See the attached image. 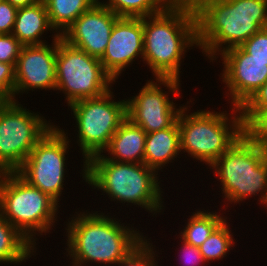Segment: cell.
I'll return each instance as SVG.
<instances>
[{
	"label": "cell",
	"instance_id": "21",
	"mask_svg": "<svg viewBox=\"0 0 267 266\" xmlns=\"http://www.w3.org/2000/svg\"><path fill=\"white\" fill-rule=\"evenodd\" d=\"M51 26L56 33L64 31L84 12L99 0H43ZM59 31V32H57ZM61 31V32H60Z\"/></svg>",
	"mask_w": 267,
	"mask_h": 266
},
{
	"label": "cell",
	"instance_id": "4",
	"mask_svg": "<svg viewBox=\"0 0 267 266\" xmlns=\"http://www.w3.org/2000/svg\"><path fill=\"white\" fill-rule=\"evenodd\" d=\"M83 172L85 181L111 200L134 203L154 214L162 210L157 171L145 163H120L98 154L84 164Z\"/></svg>",
	"mask_w": 267,
	"mask_h": 266
},
{
	"label": "cell",
	"instance_id": "32",
	"mask_svg": "<svg viewBox=\"0 0 267 266\" xmlns=\"http://www.w3.org/2000/svg\"><path fill=\"white\" fill-rule=\"evenodd\" d=\"M182 253L184 254L182 257L184 258L185 261L187 262V265L192 264L191 266L198 265V263H204L206 262L203 255L200 252L199 247L193 246L190 243L182 240ZM185 256V257H184ZM182 260V259H181Z\"/></svg>",
	"mask_w": 267,
	"mask_h": 266
},
{
	"label": "cell",
	"instance_id": "27",
	"mask_svg": "<svg viewBox=\"0 0 267 266\" xmlns=\"http://www.w3.org/2000/svg\"><path fill=\"white\" fill-rule=\"evenodd\" d=\"M241 47L252 55V58L267 63V27L255 33Z\"/></svg>",
	"mask_w": 267,
	"mask_h": 266
},
{
	"label": "cell",
	"instance_id": "3",
	"mask_svg": "<svg viewBox=\"0 0 267 266\" xmlns=\"http://www.w3.org/2000/svg\"><path fill=\"white\" fill-rule=\"evenodd\" d=\"M78 215L67 226V250L73 266L90 261L116 265L144 239L139 231L104 214Z\"/></svg>",
	"mask_w": 267,
	"mask_h": 266
},
{
	"label": "cell",
	"instance_id": "16",
	"mask_svg": "<svg viewBox=\"0 0 267 266\" xmlns=\"http://www.w3.org/2000/svg\"><path fill=\"white\" fill-rule=\"evenodd\" d=\"M143 18L119 17L103 56L99 59L104 70L115 79L139 55L143 58Z\"/></svg>",
	"mask_w": 267,
	"mask_h": 266
},
{
	"label": "cell",
	"instance_id": "15",
	"mask_svg": "<svg viewBox=\"0 0 267 266\" xmlns=\"http://www.w3.org/2000/svg\"><path fill=\"white\" fill-rule=\"evenodd\" d=\"M53 45L41 44L23 46L15 65V94L30 89H56L57 38L54 34Z\"/></svg>",
	"mask_w": 267,
	"mask_h": 266
},
{
	"label": "cell",
	"instance_id": "26",
	"mask_svg": "<svg viewBox=\"0 0 267 266\" xmlns=\"http://www.w3.org/2000/svg\"><path fill=\"white\" fill-rule=\"evenodd\" d=\"M151 245V246H150ZM152 243L145 238L133 248L119 263L120 266H157L155 263V252ZM152 247V248H151Z\"/></svg>",
	"mask_w": 267,
	"mask_h": 266
},
{
	"label": "cell",
	"instance_id": "13",
	"mask_svg": "<svg viewBox=\"0 0 267 266\" xmlns=\"http://www.w3.org/2000/svg\"><path fill=\"white\" fill-rule=\"evenodd\" d=\"M223 58V82L230 91L235 113L267 81V63L252 58L241 46L221 53ZM236 109V111H235Z\"/></svg>",
	"mask_w": 267,
	"mask_h": 266
},
{
	"label": "cell",
	"instance_id": "2",
	"mask_svg": "<svg viewBox=\"0 0 267 266\" xmlns=\"http://www.w3.org/2000/svg\"><path fill=\"white\" fill-rule=\"evenodd\" d=\"M143 61L156 78L179 79L185 49L197 46V19L191 0H176L161 13L143 17Z\"/></svg>",
	"mask_w": 267,
	"mask_h": 266
},
{
	"label": "cell",
	"instance_id": "25",
	"mask_svg": "<svg viewBox=\"0 0 267 266\" xmlns=\"http://www.w3.org/2000/svg\"><path fill=\"white\" fill-rule=\"evenodd\" d=\"M245 133L257 144L267 148V110L240 111Z\"/></svg>",
	"mask_w": 267,
	"mask_h": 266
},
{
	"label": "cell",
	"instance_id": "8",
	"mask_svg": "<svg viewBox=\"0 0 267 266\" xmlns=\"http://www.w3.org/2000/svg\"><path fill=\"white\" fill-rule=\"evenodd\" d=\"M113 81L99 58L68 44L61 36L57 38L55 90L67 95L68 105L105 94Z\"/></svg>",
	"mask_w": 267,
	"mask_h": 266
},
{
	"label": "cell",
	"instance_id": "5",
	"mask_svg": "<svg viewBox=\"0 0 267 266\" xmlns=\"http://www.w3.org/2000/svg\"><path fill=\"white\" fill-rule=\"evenodd\" d=\"M210 167L215 169L222 193L230 203L260 192V203L267 205V148L246 133Z\"/></svg>",
	"mask_w": 267,
	"mask_h": 266
},
{
	"label": "cell",
	"instance_id": "29",
	"mask_svg": "<svg viewBox=\"0 0 267 266\" xmlns=\"http://www.w3.org/2000/svg\"><path fill=\"white\" fill-rule=\"evenodd\" d=\"M15 66L0 62V95L14 101Z\"/></svg>",
	"mask_w": 267,
	"mask_h": 266
},
{
	"label": "cell",
	"instance_id": "12",
	"mask_svg": "<svg viewBox=\"0 0 267 266\" xmlns=\"http://www.w3.org/2000/svg\"><path fill=\"white\" fill-rule=\"evenodd\" d=\"M148 81L139 94L127 101V118L140 126L147 134L172 127L178 120L182 106L176 109L168 95L158 85L169 88V92L178 96L180 80L174 78H156ZM157 82H159L157 84Z\"/></svg>",
	"mask_w": 267,
	"mask_h": 266
},
{
	"label": "cell",
	"instance_id": "9",
	"mask_svg": "<svg viewBox=\"0 0 267 266\" xmlns=\"http://www.w3.org/2000/svg\"><path fill=\"white\" fill-rule=\"evenodd\" d=\"M109 90L96 98L81 99L69 106L78 127V144L86 163L103 153L110 139L127 118V101L115 102Z\"/></svg>",
	"mask_w": 267,
	"mask_h": 266
},
{
	"label": "cell",
	"instance_id": "19",
	"mask_svg": "<svg viewBox=\"0 0 267 266\" xmlns=\"http://www.w3.org/2000/svg\"><path fill=\"white\" fill-rule=\"evenodd\" d=\"M54 30L51 26L44 1L19 8L12 34L23 46L45 44L40 36L46 30Z\"/></svg>",
	"mask_w": 267,
	"mask_h": 266
},
{
	"label": "cell",
	"instance_id": "24",
	"mask_svg": "<svg viewBox=\"0 0 267 266\" xmlns=\"http://www.w3.org/2000/svg\"><path fill=\"white\" fill-rule=\"evenodd\" d=\"M226 219H224L210 234V236L199 246L205 261L226 257L231 246H234L231 230L229 231Z\"/></svg>",
	"mask_w": 267,
	"mask_h": 266
},
{
	"label": "cell",
	"instance_id": "18",
	"mask_svg": "<svg viewBox=\"0 0 267 266\" xmlns=\"http://www.w3.org/2000/svg\"><path fill=\"white\" fill-rule=\"evenodd\" d=\"M180 150V131L178 122L172 127L148 133L144 149V163L154 171L172 162Z\"/></svg>",
	"mask_w": 267,
	"mask_h": 266
},
{
	"label": "cell",
	"instance_id": "11",
	"mask_svg": "<svg viewBox=\"0 0 267 266\" xmlns=\"http://www.w3.org/2000/svg\"><path fill=\"white\" fill-rule=\"evenodd\" d=\"M55 125L34 146L16 171L25 181L48 194L57 203L63 190L65 154L69 141Z\"/></svg>",
	"mask_w": 267,
	"mask_h": 266
},
{
	"label": "cell",
	"instance_id": "17",
	"mask_svg": "<svg viewBox=\"0 0 267 266\" xmlns=\"http://www.w3.org/2000/svg\"><path fill=\"white\" fill-rule=\"evenodd\" d=\"M146 135L140 126L126 118L105 149L113 155L106 159L120 163H144Z\"/></svg>",
	"mask_w": 267,
	"mask_h": 266
},
{
	"label": "cell",
	"instance_id": "10",
	"mask_svg": "<svg viewBox=\"0 0 267 266\" xmlns=\"http://www.w3.org/2000/svg\"><path fill=\"white\" fill-rule=\"evenodd\" d=\"M16 101H8L0 111V173L16 172L54 126Z\"/></svg>",
	"mask_w": 267,
	"mask_h": 266
},
{
	"label": "cell",
	"instance_id": "31",
	"mask_svg": "<svg viewBox=\"0 0 267 266\" xmlns=\"http://www.w3.org/2000/svg\"><path fill=\"white\" fill-rule=\"evenodd\" d=\"M267 110V81L240 108V111Z\"/></svg>",
	"mask_w": 267,
	"mask_h": 266
},
{
	"label": "cell",
	"instance_id": "20",
	"mask_svg": "<svg viewBox=\"0 0 267 266\" xmlns=\"http://www.w3.org/2000/svg\"><path fill=\"white\" fill-rule=\"evenodd\" d=\"M35 245L0 214V263L26 261Z\"/></svg>",
	"mask_w": 267,
	"mask_h": 266
},
{
	"label": "cell",
	"instance_id": "30",
	"mask_svg": "<svg viewBox=\"0 0 267 266\" xmlns=\"http://www.w3.org/2000/svg\"><path fill=\"white\" fill-rule=\"evenodd\" d=\"M17 10L10 3L0 0V34H12Z\"/></svg>",
	"mask_w": 267,
	"mask_h": 266
},
{
	"label": "cell",
	"instance_id": "28",
	"mask_svg": "<svg viewBox=\"0 0 267 266\" xmlns=\"http://www.w3.org/2000/svg\"><path fill=\"white\" fill-rule=\"evenodd\" d=\"M22 47L13 34H0V62L15 66Z\"/></svg>",
	"mask_w": 267,
	"mask_h": 266
},
{
	"label": "cell",
	"instance_id": "6",
	"mask_svg": "<svg viewBox=\"0 0 267 266\" xmlns=\"http://www.w3.org/2000/svg\"><path fill=\"white\" fill-rule=\"evenodd\" d=\"M186 110L184 106L177 120L180 131V150L184 149V152L209 166L245 133L240 111L239 116L231 118V124L228 114L224 112L200 110L186 115Z\"/></svg>",
	"mask_w": 267,
	"mask_h": 266
},
{
	"label": "cell",
	"instance_id": "23",
	"mask_svg": "<svg viewBox=\"0 0 267 266\" xmlns=\"http://www.w3.org/2000/svg\"><path fill=\"white\" fill-rule=\"evenodd\" d=\"M191 216L180 236L182 240L196 247L202 245L213 230L224 220L217 213L210 211H197Z\"/></svg>",
	"mask_w": 267,
	"mask_h": 266
},
{
	"label": "cell",
	"instance_id": "14",
	"mask_svg": "<svg viewBox=\"0 0 267 266\" xmlns=\"http://www.w3.org/2000/svg\"><path fill=\"white\" fill-rule=\"evenodd\" d=\"M118 18L119 16L98 1L60 36L68 44L100 59L105 53L112 28Z\"/></svg>",
	"mask_w": 267,
	"mask_h": 266
},
{
	"label": "cell",
	"instance_id": "22",
	"mask_svg": "<svg viewBox=\"0 0 267 266\" xmlns=\"http://www.w3.org/2000/svg\"><path fill=\"white\" fill-rule=\"evenodd\" d=\"M100 2L119 17H147L166 10L176 0H108Z\"/></svg>",
	"mask_w": 267,
	"mask_h": 266
},
{
	"label": "cell",
	"instance_id": "34",
	"mask_svg": "<svg viewBox=\"0 0 267 266\" xmlns=\"http://www.w3.org/2000/svg\"><path fill=\"white\" fill-rule=\"evenodd\" d=\"M9 100L0 95V111Z\"/></svg>",
	"mask_w": 267,
	"mask_h": 266
},
{
	"label": "cell",
	"instance_id": "33",
	"mask_svg": "<svg viewBox=\"0 0 267 266\" xmlns=\"http://www.w3.org/2000/svg\"><path fill=\"white\" fill-rule=\"evenodd\" d=\"M4 1L10 3L11 5H13L17 9H19V8H23L25 6H30V5L36 4L41 0H4Z\"/></svg>",
	"mask_w": 267,
	"mask_h": 266
},
{
	"label": "cell",
	"instance_id": "1",
	"mask_svg": "<svg viewBox=\"0 0 267 266\" xmlns=\"http://www.w3.org/2000/svg\"><path fill=\"white\" fill-rule=\"evenodd\" d=\"M191 1L197 19V47L212 61L216 52L241 46L267 27V0Z\"/></svg>",
	"mask_w": 267,
	"mask_h": 266
},
{
	"label": "cell",
	"instance_id": "7",
	"mask_svg": "<svg viewBox=\"0 0 267 266\" xmlns=\"http://www.w3.org/2000/svg\"><path fill=\"white\" fill-rule=\"evenodd\" d=\"M57 204L17 172L0 173V214L33 244L36 231L50 232Z\"/></svg>",
	"mask_w": 267,
	"mask_h": 266
}]
</instances>
